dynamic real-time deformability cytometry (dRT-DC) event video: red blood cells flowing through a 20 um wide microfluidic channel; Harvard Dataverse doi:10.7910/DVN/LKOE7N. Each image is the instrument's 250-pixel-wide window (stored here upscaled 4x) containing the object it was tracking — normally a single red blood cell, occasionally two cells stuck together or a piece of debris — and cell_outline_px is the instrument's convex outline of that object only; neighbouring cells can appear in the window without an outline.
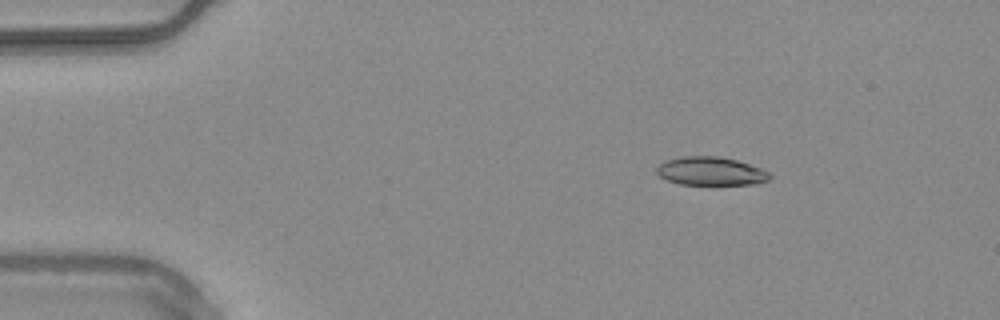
{"species": "common noctule bat (a hibernating species)", "species_latin": "Nyctalus noctula", "temperature_condition": "warm", "stored_images_in_passage": 50, "camera_frame_rate_fps": 3000, "um_per_image_px": 0.085, "animal": {"sex": "male", "body_mass_g": 20.4}, "frame": {"image": 1, "passage_image": 4, "time_ms": 1.0, "image_size_px": [1000, 320], "cell_outline_px": [[772, 176], [768, 180], [756, 184], [680, 184], [668, 180], [660, 176], [656, 172], [656, 168], [664, 160], [680, 156], [720, 156], [736, 160], [760, 168], [768, 172]], "centroid_in_image_um": [60.39, 14.54], "position_along_channel_um": 24.6, "area_um2": 18.67}}
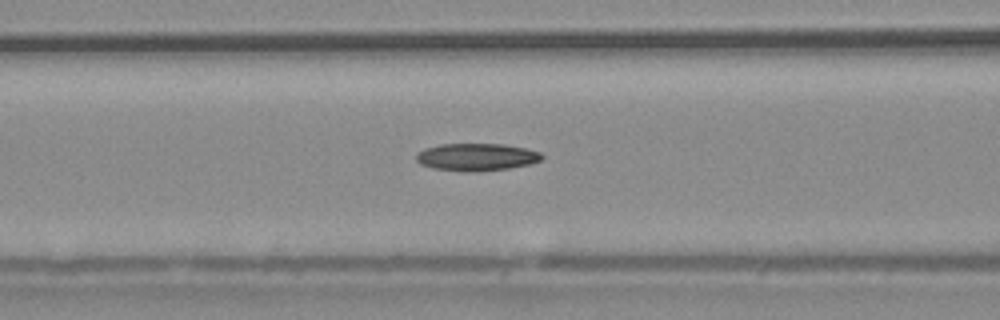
{"frame": {"image": 2, "passage_image": 18, "time_ms": 5.667, "image_size_px": [1000, 320], "cell_outline_px": [[544, 156], [540, 160], [528, 164], [508, 168], [468, 172], [432, 168], [420, 164], [416, 160], [416, 152], [424, 148], [440, 144], [504, 144], [524, 148], [540, 152]], "centroid_in_image_um": [40.45, 13.34], "position_along_channel_um": 126.1, "area_um2": 20.0}}
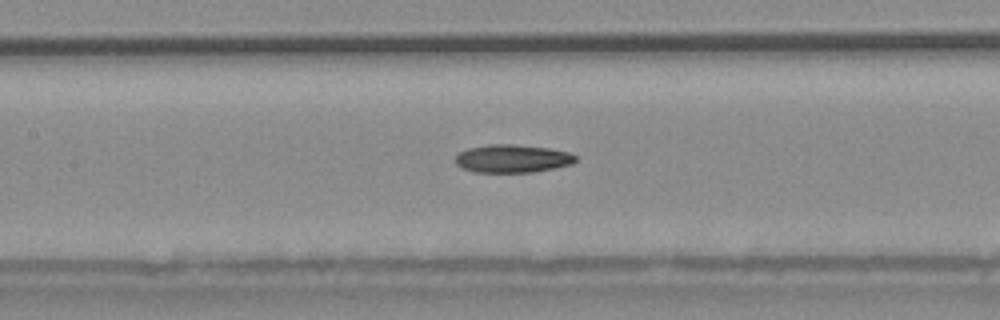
{"frame": {"image": 3, "passage_image": 21, "time_ms": 6.667, "image_size_px": [1000, 320], "cell_outline_px": [[576, 160], [572, 164], [556, 168], [532, 172], [476, 172], [464, 168], [456, 164], [456, 156], [460, 152], [468, 148], [492, 144], [512, 144], [548, 148], [568, 152], [576, 156]], "centroid_in_image_um": [43.57, 13.48], "position_along_channel_um": 163.8, "area_um2": 19.48}, "authors_computed_cell_mechanics": {"area_um2": 19.3919, "velocity_mm_per_s": 3.7463, "shape_relaxation_time_tau1_ms": null, "shape_relaxation_time_tau2_ms": 6.933, "deformation_change_tau1": null, "deformation_change_tau2": 0.1629}}